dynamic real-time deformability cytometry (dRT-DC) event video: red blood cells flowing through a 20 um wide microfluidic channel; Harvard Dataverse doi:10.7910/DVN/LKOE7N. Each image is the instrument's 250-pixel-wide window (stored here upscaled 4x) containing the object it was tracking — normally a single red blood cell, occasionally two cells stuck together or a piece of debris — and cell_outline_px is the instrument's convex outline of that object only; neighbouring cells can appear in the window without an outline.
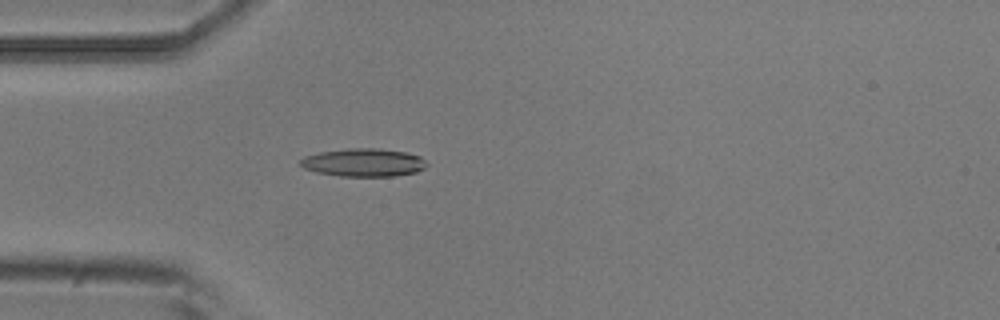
{"species": "common noctule bat (a hibernating species)", "species_latin": "Nyctalus noctula", "temperature_condition": "room temperature", "stored_images_in_passage": 4, "camera_frame_rate_fps": 3000, "um_per_image_px": 0.085, "animal": {"sex": "male", "body_mass_g": 20.5, "forearm_length_mm": 52.5}, "frame": {"image": 1, "passage_image": 4, "time_ms": 1.0, "image_size_px": [1000, 320], "cell_outline_px": [[428, 164], [424, 168], [416, 172], [396, 176], [340, 176], [316, 172], [304, 168], [300, 164], [300, 160], [304, 156], [320, 152], [348, 148], [376, 148], [404, 152], [420, 156]], "centroid_in_image_um": [30.9, 13.81], "position_along_channel_um": 54.1, "area_um2": 20.63}}